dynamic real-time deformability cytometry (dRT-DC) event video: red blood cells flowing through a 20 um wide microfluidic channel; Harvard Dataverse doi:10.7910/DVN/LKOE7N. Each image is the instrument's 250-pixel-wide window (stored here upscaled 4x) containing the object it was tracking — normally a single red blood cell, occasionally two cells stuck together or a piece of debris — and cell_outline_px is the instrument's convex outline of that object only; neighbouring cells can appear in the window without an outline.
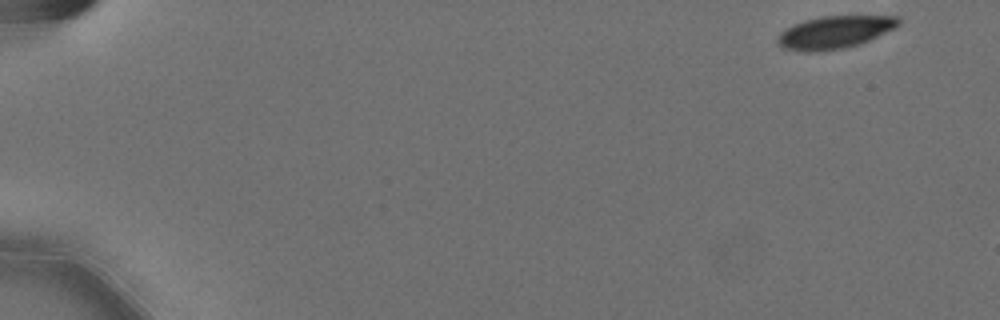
{"species": "Egyptian fruit bat (a non-hibernating species)", "species_latin": "Rousettus aegyptiacus", "temperature_condition": "cold", "stored_images_in_passage": 9, "camera_frame_rate_fps": 3000, "um_per_image_px": 0.085, "animal": {"sex": "female"}, "frame": {"image": 1, "passage_image": 1, "time_ms": 0.0, "image_size_px": [1000, 320], "cell_outline_px": [[900, 24], [896, 28], [860, 44], [844, 48], [816, 52], [804, 52], [780, 48], [776, 44], [776, 40], [780, 32], [792, 24], [804, 20], [820, 16], [900, 16]], "centroid_in_image_um": [70.91, 2.75], "position_along_channel_um": 14.1, "area_um2": 23.35}}